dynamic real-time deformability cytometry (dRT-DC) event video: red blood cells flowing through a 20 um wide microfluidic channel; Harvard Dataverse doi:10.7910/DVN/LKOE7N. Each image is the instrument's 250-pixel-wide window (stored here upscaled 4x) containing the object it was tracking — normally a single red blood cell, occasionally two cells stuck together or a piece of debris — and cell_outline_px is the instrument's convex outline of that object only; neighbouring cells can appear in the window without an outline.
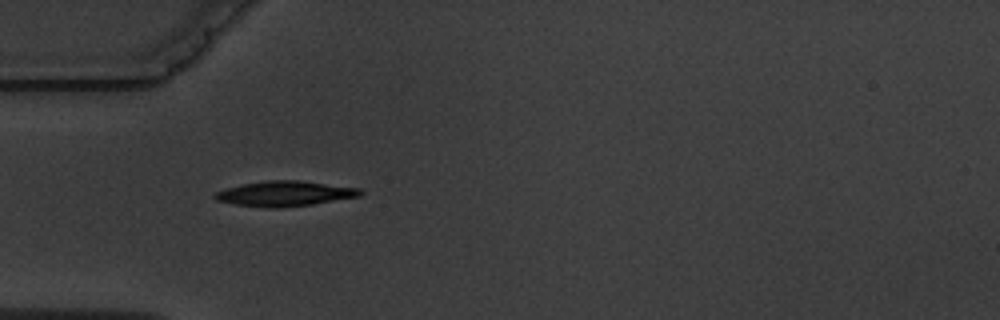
{"species": "common noctule bat (a hibernating species)", "species_latin": "Nyctalus noctula", "temperature_condition": "warm", "stored_images_in_passage": 7, "camera_frame_rate_fps": 3000, "um_per_image_px": 0.085, "animal": {"sex": "male", "body_mass_g": 19.5, "forearm_length_mm": 54.6}, "frame": {"image": 1, "passage_image": 1, "time_ms": 0.0, "image_size_px": [1000, 320], "cell_outline_px": [[364, 192], [360, 196], [312, 204], [276, 208], [272, 208], [236, 204], [216, 200], [212, 196], [216, 192], [228, 188], [244, 184], [268, 180], [300, 180], [360, 188]], "centroid_in_image_um": [24.24, 16.45], "position_along_channel_um": 60.8, "area_um2": 21.04}}
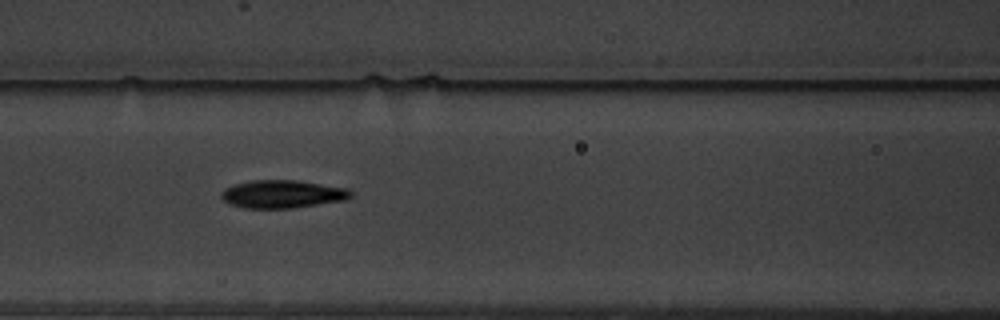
{"frame": {"image": 2, "passage_image": 3, "time_ms": 2.333, "image_size_px": [1000, 320], "cell_outline_px": [[352, 196], [348, 200], [292, 208], [244, 208], [228, 204], [220, 196], [220, 192], [224, 188], [232, 184], [252, 180], [296, 180], [348, 188], [352, 192]], "centroid_in_image_um": [23.99, 16.5], "position_along_channel_um": 142.6, "area_um2": 21.39}}
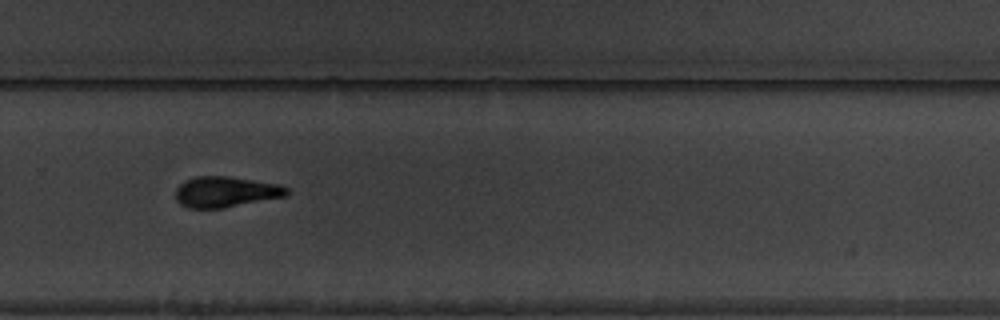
{"frame": {"image": 3, "passage_image": 7, "time_ms": 7.0, "image_size_px": [1000, 320], "cell_outline_px": [[288, 196], [224, 208], [188, 208], [180, 204], [176, 200], [176, 188], [184, 180], [196, 176], [228, 176], [280, 184], [288, 188]], "centroid_in_image_um": [19.19, 16.31], "position_along_channel_um": 310.6, "area_um2": 20.11}}